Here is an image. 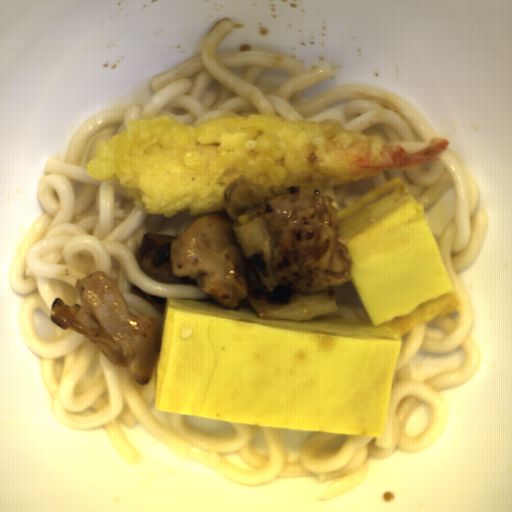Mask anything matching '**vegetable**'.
I'll return each instance as SVG.
<instances>
[{
  "mask_svg": "<svg viewBox=\"0 0 512 512\" xmlns=\"http://www.w3.org/2000/svg\"><path fill=\"white\" fill-rule=\"evenodd\" d=\"M293 187H263L246 174L236 175L223 190L225 213L232 222L234 238L244 256L249 306L260 318L302 321L339 310L334 287L320 293H303L278 283L271 252L278 240L264 218L269 200Z\"/></svg>",
  "mask_w": 512,
  "mask_h": 512,
  "instance_id": "add77e79",
  "label": "vegetable"
}]
</instances>
